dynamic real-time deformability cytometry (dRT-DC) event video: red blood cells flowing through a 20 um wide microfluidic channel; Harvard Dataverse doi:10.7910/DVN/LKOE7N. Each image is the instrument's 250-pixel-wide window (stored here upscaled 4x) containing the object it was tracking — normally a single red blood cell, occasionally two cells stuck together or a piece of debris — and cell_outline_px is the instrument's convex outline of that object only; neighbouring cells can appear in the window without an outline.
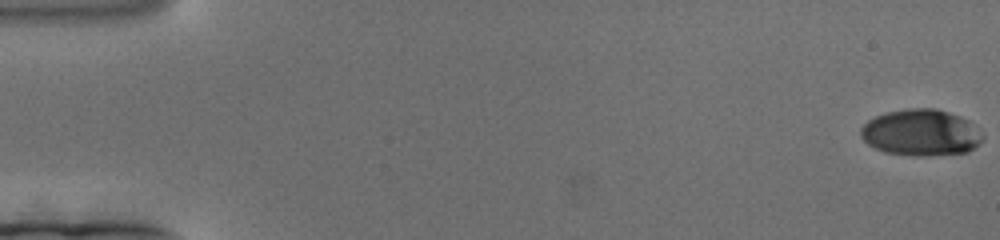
{"species": "human", "species_latin": "Homo sapiens", "temperature_condition": "cold", "stored_images_in_passage": 186, "camera_frame_rate_fps": 3000, "um_per_image_px": 0.085, "donor": {"sex": "female"}, "frame": {"image": 1, "passage_image": 1, "time_ms": 0.0, "image_size_px": [1000, 240], "cell_outline_px": [[984, 140], [980, 144], [968, 152], [924, 156], [916, 156], [884, 152], [868, 144], [860, 136], [860, 128], [868, 120], [876, 116], [888, 112], [908, 108], [936, 108], [960, 116], [968, 120], [984, 136]], "centroid_in_image_um": [78.29, 11.28], "position_along_channel_um": 6.7, "area_um2": 33.06}}
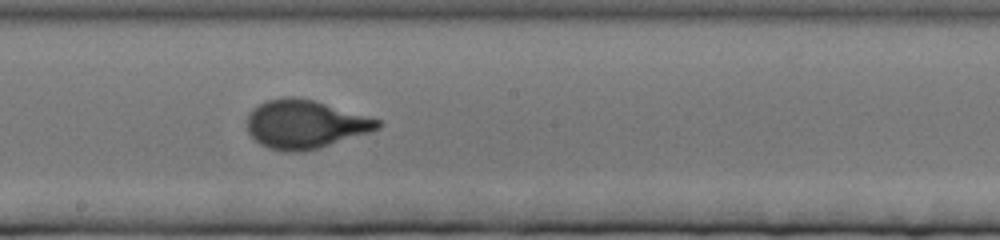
{"frame": {"image": 2, "passage_image": 104, "time_ms": 34.333, "image_size_px": [1000, 240], "cell_outline_px": [[384, 124], [380, 128], [372, 132], [304, 152], [284, 152], [268, 148], [260, 144], [248, 132], [248, 112], [252, 108], [268, 100], [280, 96], [296, 96], [312, 100], [380, 120]], "centroid_in_image_um": [25.92, 10.57], "position_along_channel_um": 222.3, "area_um2": 36.93}}
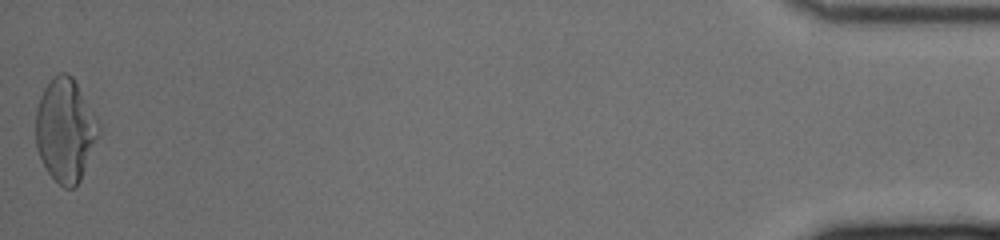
{"frame": {"image": 3, "passage_image": 185, "time_ms": 61.333, "image_size_px": [1000, 240], "cell_outline_px": [[100, 136], [80, 180], [72, 188], [64, 188], [48, 172], [36, 148], [36, 108], [40, 96], [44, 88], [52, 76], [60, 72], [64, 72], [72, 76], [96, 116], [100, 124]], "centroid_in_image_um": [5.56, 11.04], "position_along_channel_um": 429.6, "area_um2": 37.92}}